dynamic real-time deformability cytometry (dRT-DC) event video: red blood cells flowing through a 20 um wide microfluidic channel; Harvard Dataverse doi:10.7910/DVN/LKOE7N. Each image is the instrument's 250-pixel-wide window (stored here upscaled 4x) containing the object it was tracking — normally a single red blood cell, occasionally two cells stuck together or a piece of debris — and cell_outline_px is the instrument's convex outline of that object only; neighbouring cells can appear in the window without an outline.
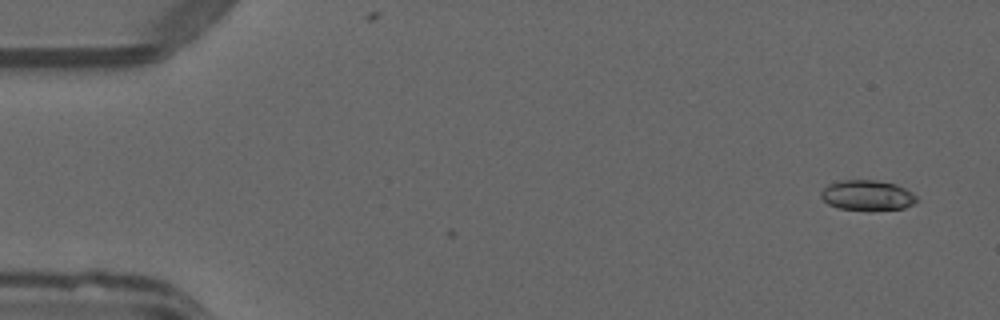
{"species": "common noctule bat (a hibernating species)", "species_latin": "Nyctalus noctula", "temperature_condition": "warm", "stored_images_in_passage": 1, "camera_frame_rate_fps": 3000, "um_per_image_px": 0.085, "animal": {"sex": "male", "forearm_length_mm": 52.5}, "frame": {"image": 1, "passage_image": 1, "time_ms": 0.0, "image_size_px": [1000, 320], "cell_outline_px": [[920, 200], [916, 204], [904, 208], [840, 208], [828, 204], [820, 196], [820, 192], [828, 184], [840, 180], [876, 180], [896, 184], [912, 192]], "centroid_in_image_um": [73.74, 16.56], "position_along_channel_um": 11.3, "area_um2": 16.47}}